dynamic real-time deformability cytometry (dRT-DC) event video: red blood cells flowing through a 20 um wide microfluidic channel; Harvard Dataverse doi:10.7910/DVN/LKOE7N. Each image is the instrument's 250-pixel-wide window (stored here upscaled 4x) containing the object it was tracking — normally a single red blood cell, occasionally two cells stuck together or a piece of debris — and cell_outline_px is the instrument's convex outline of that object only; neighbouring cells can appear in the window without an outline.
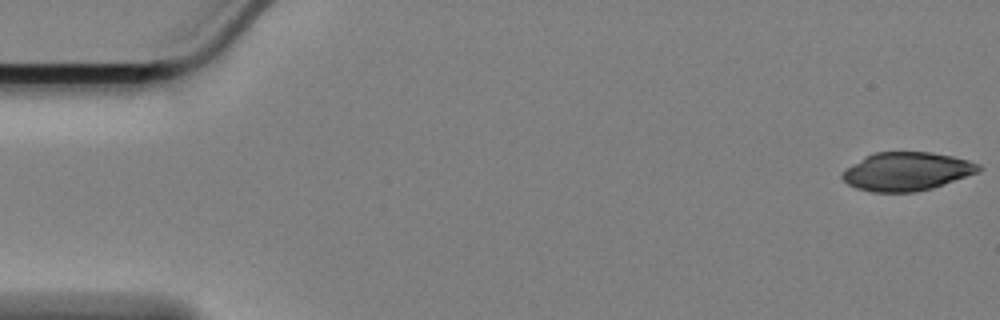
{"species": "Egyptian fruit bat (a non-hibernating species)", "species_latin": "Rousettus aegyptiacus", "temperature_condition": "cold", "stored_images_in_passage": 58, "camera_frame_rate_fps": 3000, "um_per_image_px": 0.085, "animal": {"sex": "female"}, "frame": {"image": 1, "passage_image": 1, "time_ms": 0.0, "image_size_px": [1000, 320], "cell_outline_px": [[984, 168], [980, 172], [932, 188], [916, 192], [872, 192], [856, 188], [848, 184], [840, 176], [848, 168], [864, 156], [876, 152], [932, 152], [952, 156], [968, 160], [980, 164]], "centroid_in_image_um": [77.11, 14.57], "position_along_channel_um": 7.9, "area_um2": 30.58}}
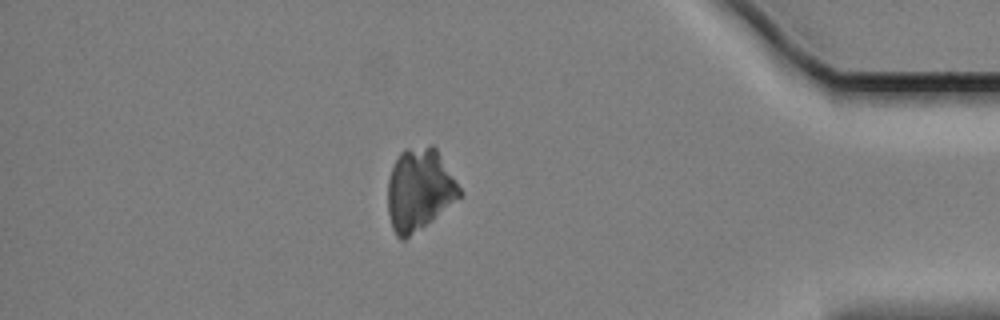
{"frame": {"image": 2, "passage_image": 50, "time_ms": 16.333, "image_size_px": [1000, 320], "cell_outline_px": [[464, 192], [460, 196], [432, 220], [404, 240], [400, 240], [396, 236], [392, 228], [388, 212], [388, 180], [392, 168], [400, 152], [404, 148], [428, 144], [432, 144], [436, 148]], "centroid_in_image_um": [35.64, 16.09], "position_along_channel_um": 399.6, "area_um2": 34.39}}
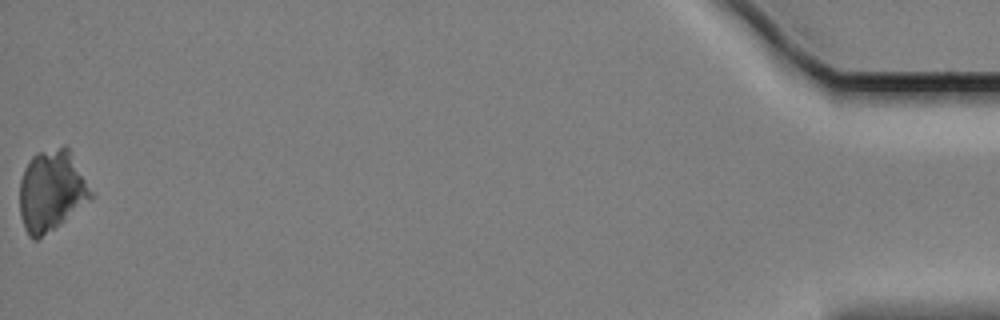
{"frame": {"image": 3, "passage_image": 58, "time_ms": 19.0, "image_size_px": [1000, 320], "cell_outline_px": [[92, 200], [36, 240], [32, 240], [28, 236], [24, 228], [20, 216], [20, 180], [24, 168], [32, 156], [36, 152], [64, 144], [68, 148], [92, 192]], "centroid_in_image_um": [4.34, 16.2], "position_along_channel_um": 430.9, "area_um2": 33.47}}